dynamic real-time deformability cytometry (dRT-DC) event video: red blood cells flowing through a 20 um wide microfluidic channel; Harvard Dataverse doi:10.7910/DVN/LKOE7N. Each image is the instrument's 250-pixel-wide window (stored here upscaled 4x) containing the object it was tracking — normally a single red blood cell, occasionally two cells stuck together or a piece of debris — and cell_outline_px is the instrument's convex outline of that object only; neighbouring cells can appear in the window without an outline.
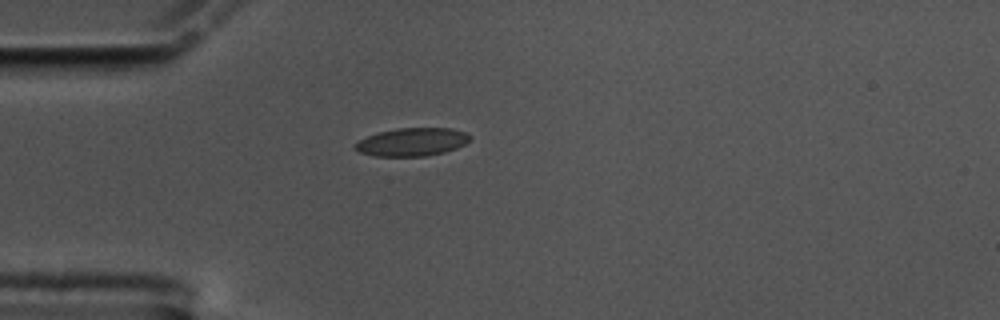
{"species": "common noctule bat (a hibernating species)", "species_latin": "Nyctalus noctula", "temperature_condition": "cold", "stored_images_in_passage": 43, "camera_frame_rate_fps": 3000, "um_per_image_px": 0.085, "animal": {"sex": "male", "body_mass_g": 17.5, "forearm_length_mm": 52.3}, "frame": {"image": 1, "passage_image": 1, "time_ms": 0.0, "image_size_px": [1000, 320], "cell_outline_px": [[472, 136], [464, 144], [456, 148], [444, 152], [424, 156], [376, 156], [360, 152], [352, 148], [352, 144], [368, 136], [380, 132], [396, 128], [452, 128], [464, 132]], "centroid_in_image_um": [35.0, 12.06], "position_along_channel_um": 50.0, "area_um2": 18.73}}
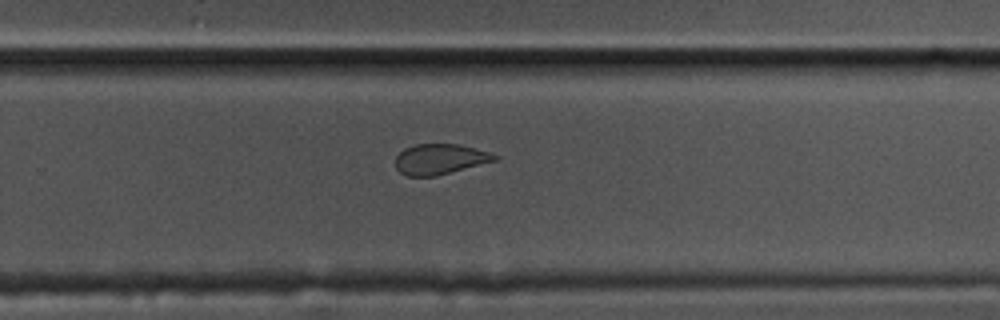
{"frame": {"image": 2, "passage_image": 23, "time_ms": 7.333, "image_size_px": [1000, 320], "cell_outline_px": [[500, 156], [496, 160], [436, 176], [408, 176], [400, 172], [396, 168], [396, 156], [404, 148], [416, 144], [460, 144], [488, 152]], "centroid_in_image_um": [37.37, 13.52], "position_along_channel_um": 292.4, "area_um2": 17.46}}
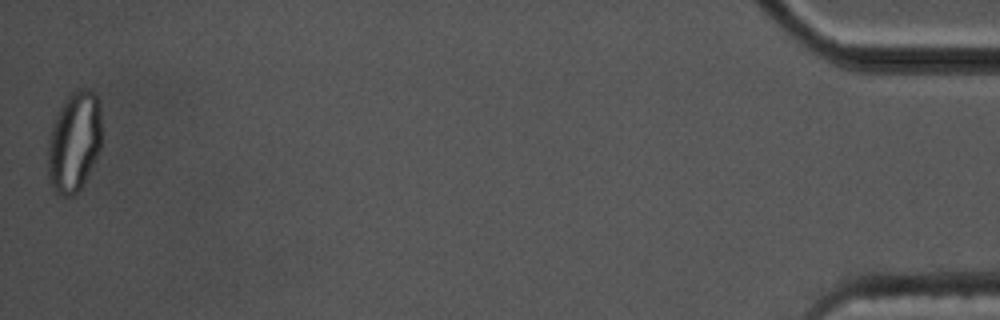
{"frame": {"image": 3, "passage_image": 43, "time_ms": 14.0, "image_size_px": [1000, 320], "cell_outline_px": [[100, 148], [80, 188], [72, 196], [60, 196], [56, 192], [48, 180], [48, 140], [52, 124], [68, 92], [76, 88], [84, 88], [92, 92], [96, 96], [100, 104]], "centroid_in_image_um": [6.27, 12.01], "position_along_channel_um": 428.9, "area_um2": 31.33}, "authors_computed_cell_mechanics": {"area_um2": 19.0162, "velocity_mm_per_s": 3.45, "shape_relaxation_time_tau1_ms": null, "shape_relaxation_time_tau2_ms": 1.2271, "deformation_change_tau1": null, "deformation_change_tau2": 0.0763}}